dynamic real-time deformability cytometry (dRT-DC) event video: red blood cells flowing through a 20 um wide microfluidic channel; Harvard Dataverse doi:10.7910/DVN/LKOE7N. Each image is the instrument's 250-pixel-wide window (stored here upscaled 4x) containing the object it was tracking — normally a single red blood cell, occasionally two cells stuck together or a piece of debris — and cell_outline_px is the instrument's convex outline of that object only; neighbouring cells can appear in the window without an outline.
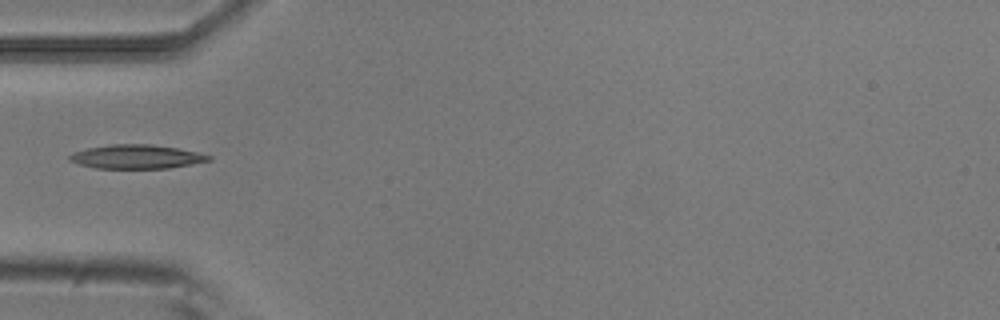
{"species": "common noctule bat (a hibernating species)", "species_latin": "Nyctalus noctula", "temperature_condition": "room temperature", "stored_images_in_passage": 2, "camera_frame_rate_fps": 3000, "um_per_image_px": 0.085, "animal": {"sex": "male", "body_mass_g": 20.5, "forearm_length_mm": 52.5}, "frame": {"image": 1, "passage_image": 2, "time_ms": 0.333, "image_size_px": [1000, 320], "cell_outline_px": [[212, 160], [168, 168], [96, 168], [80, 164], [68, 160], [68, 156], [72, 152], [88, 148], [108, 144], [152, 144], [200, 152], [212, 156]], "centroid_in_image_um": [11.6, 13.31], "position_along_channel_um": 73.4, "area_um2": 19.42}}